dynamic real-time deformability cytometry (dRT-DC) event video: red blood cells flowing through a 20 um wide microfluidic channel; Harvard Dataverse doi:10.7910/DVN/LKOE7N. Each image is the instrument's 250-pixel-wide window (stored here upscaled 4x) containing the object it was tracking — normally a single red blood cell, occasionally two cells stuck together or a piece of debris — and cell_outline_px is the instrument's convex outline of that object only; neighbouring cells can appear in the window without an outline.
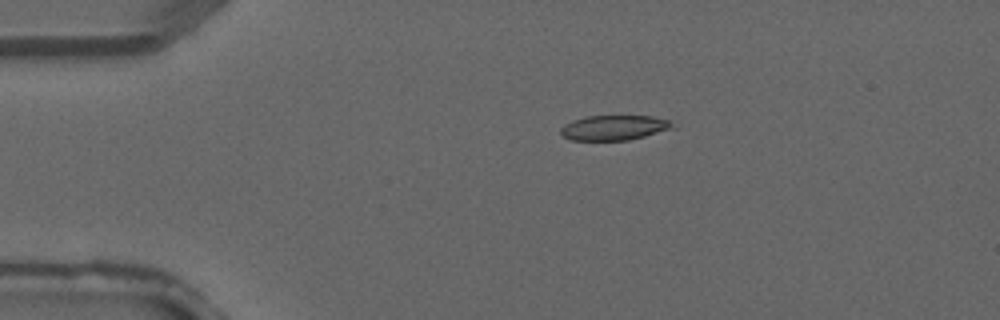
{"species": "common noctule bat (a hibernating species)", "species_latin": "Nyctalus noctula", "temperature_condition": "warm", "stored_images_in_passage": 3, "camera_frame_rate_fps": 3000, "um_per_image_px": 0.085, "animal": {"sex": "male", "forearm_length_mm": 52.5}, "frame": {"image": 1, "passage_image": 1, "time_ms": 0.0, "image_size_px": [1000, 320], "cell_outline_px": [[676, 128], [628, 140], [572, 140], [564, 136], [560, 132], [560, 128], [564, 124], [572, 120], [584, 116], [652, 116], [668, 120]], "centroid_in_image_um": [52.18, 10.85], "position_along_channel_um": 32.8, "area_um2": 16.24}}